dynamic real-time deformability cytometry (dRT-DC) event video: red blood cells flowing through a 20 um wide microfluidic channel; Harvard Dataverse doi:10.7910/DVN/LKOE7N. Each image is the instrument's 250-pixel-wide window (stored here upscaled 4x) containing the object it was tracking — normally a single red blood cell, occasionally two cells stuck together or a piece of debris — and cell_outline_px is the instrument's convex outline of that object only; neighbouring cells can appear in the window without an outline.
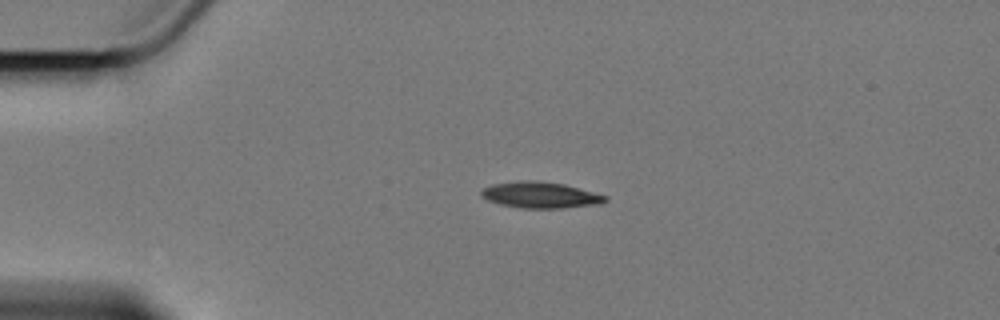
{"species": "Egyptian fruit bat (a non-hibernating species)", "species_latin": "Rousettus aegyptiacus", "temperature_condition": "cold", "stored_images_in_passage": 5, "camera_frame_rate_fps": 3000, "um_per_image_px": 0.085, "animal": {"sex": "female"}, "frame": {"image": 1, "passage_image": 5, "time_ms": 5.333, "image_size_px": [1000, 320], "cell_outline_px": [[608, 200], [600, 204], [564, 208], [524, 208], [500, 204], [488, 200], [480, 196], [480, 192], [484, 188], [492, 184], [520, 180], [536, 180], [564, 184], [608, 196]], "centroid_in_image_um": [45.94, 16.57], "position_along_channel_um": 39.1, "area_um2": 18.96}}